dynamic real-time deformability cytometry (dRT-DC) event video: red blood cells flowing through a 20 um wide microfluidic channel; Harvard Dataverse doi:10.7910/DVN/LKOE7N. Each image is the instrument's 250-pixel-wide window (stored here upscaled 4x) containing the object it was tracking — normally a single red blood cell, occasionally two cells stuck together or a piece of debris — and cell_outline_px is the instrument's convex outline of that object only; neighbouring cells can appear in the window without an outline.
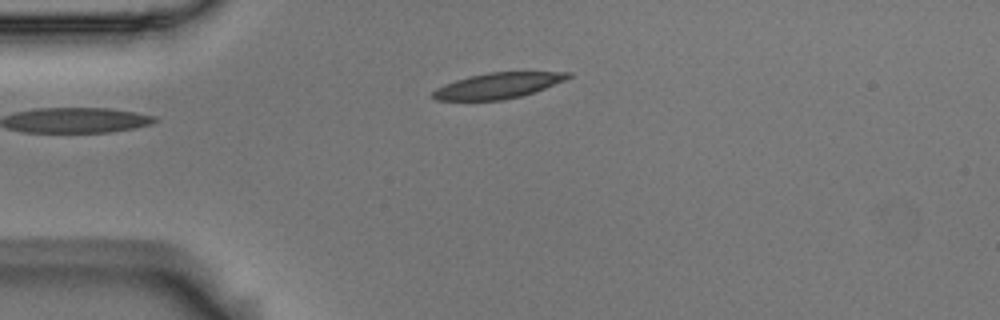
{"species": "Egyptian fruit bat (a non-hibernating species)", "species_latin": "Rousettus aegyptiacus", "temperature_condition": "room temperature", "stored_images_in_passage": 4, "camera_frame_rate_fps": 3000, "um_per_image_px": 0.085, "animal": {"sex": "male"}, "frame": {"image": 1, "passage_image": 4, "time_ms": 1.0, "image_size_px": [1000, 320], "cell_outline_px": [[572, 76], [564, 80], [544, 88], [520, 96], [500, 100], [436, 100], [432, 96], [432, 92], [436, 88], [444, 84], [456, 80], [488, 72], [572, 72]], "centroid_in_image_um": [42.3, 7.27], "position_along_channel_um": 42.7, "area_um2": 19.88}}